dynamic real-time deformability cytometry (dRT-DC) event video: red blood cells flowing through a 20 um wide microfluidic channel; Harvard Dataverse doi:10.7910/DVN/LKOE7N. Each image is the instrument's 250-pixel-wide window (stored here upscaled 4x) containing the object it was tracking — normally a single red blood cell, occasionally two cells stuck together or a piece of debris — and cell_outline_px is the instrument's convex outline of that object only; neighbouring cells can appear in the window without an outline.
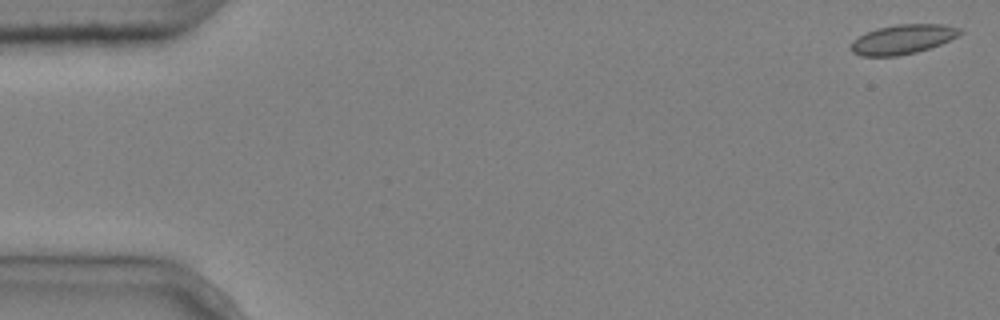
{"species": "common noctule bat (a hibernating species)", "species_latin": "Nyctalus noctula", "temperature_condition": "cold", "stored_images_in_passage": 3, "camera_frame_rate_fps": 3000, "um_per_image_px": 0.085, "animal": {"sex": "male", "body_mass_g": 20.4}, "frame": {"image": 1, "passage_image": 1, "time_ms": 0.0, "image_size_px": [1000, 320], "cell_outline_px": [[964, 32], [940, 44], [916, 52], [896, 56], [860, 56], [852, 52], [852, 40], [864, 32], [876, 28], [896, 24], [944, 24], [964, 28]], "centroid_in_image_um": [76.73, 3.32], "position_along_channel_um": 8.3, "area_um2": 18.84}}